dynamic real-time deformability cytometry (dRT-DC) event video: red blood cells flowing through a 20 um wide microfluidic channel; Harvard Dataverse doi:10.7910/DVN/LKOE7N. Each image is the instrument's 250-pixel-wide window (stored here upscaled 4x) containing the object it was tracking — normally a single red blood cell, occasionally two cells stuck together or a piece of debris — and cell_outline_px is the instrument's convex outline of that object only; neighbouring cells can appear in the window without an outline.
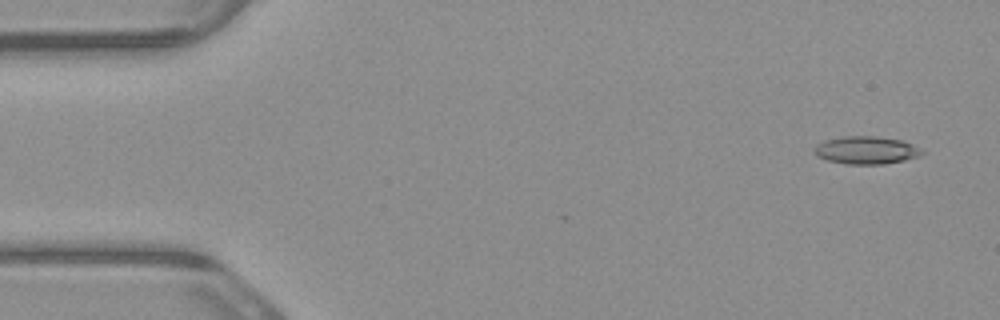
{"species": "common noctule bat (a hibernating species)", "species_latin": "Nyctalus noctula", "temperature_condition": "warm", "stored_images_in_passage": 4, "camera_frame_rate_fps": 3000, "um_per_image_px": 0.085, "animal": {"sex": "male", "body_mass_g": 23.1, "forearm_length_mm": 52.7}, "frame": {"image": 1, "passage_image": 1, "time_ms": 0.0, "image_size_px": [1000, 320], "cell_outline_px": [[928, 152], [920, 156], [904, 160], [884, 164], [844, 164], [828, 160], [816, 156], [812, 152], [816, 144], [824, 140], [844, 136], [876, 136], [900, 140], [912, 144]], "centroid_in_image_um": [73.62, 12.77], "position_along_channel_um": 11.4, "area_um2": 17.63}}
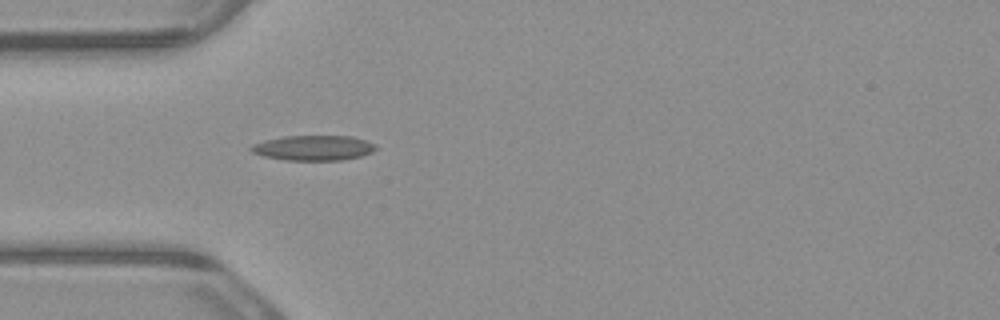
{"frame": {"image": 2, "passage_image": 4, "time_ms": 1.0, "image_size_px": [1000, 320], "cell_outline_px": [[376, 148], [372, 152], [360, 156], [340, 160], [284, 160], [264, 156], [252, 152], [248, 148], [252, 144], [264, 140], [284, 136], [352, 136], [376, 144]], "centroid_in_image_um": [26.61, 12.56], "position_along_channel_um": 58.4, "area_um2": 18.21}}